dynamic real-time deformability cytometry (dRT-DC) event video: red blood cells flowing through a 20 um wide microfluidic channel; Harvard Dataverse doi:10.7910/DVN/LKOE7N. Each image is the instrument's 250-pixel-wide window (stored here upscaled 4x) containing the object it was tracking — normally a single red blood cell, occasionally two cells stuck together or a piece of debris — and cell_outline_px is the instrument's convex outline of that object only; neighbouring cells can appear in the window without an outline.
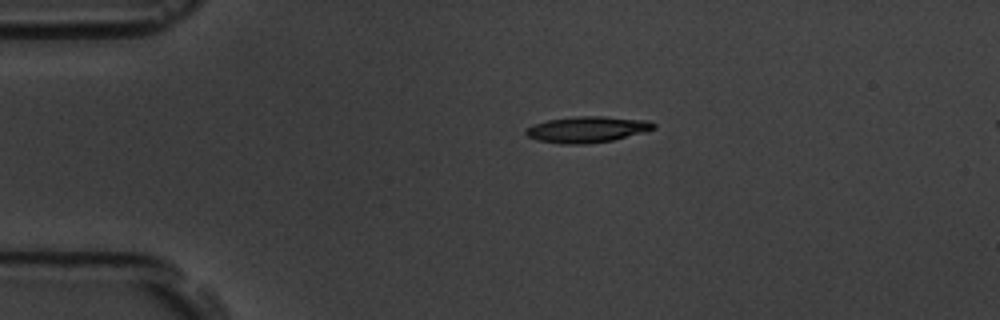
{"species": "common noctule bat (a hibernating species)", "species_latin": "Nyctalus noctula", "temperature_condition": "room temperature", "stored_images_in_passage": 4, "camera_frame_rate_fps": 3000, "um_per_image_px": 0.085, "animal": {"sex": "male", "body_mass_g": 19.5, "forearm_length_mm": 54.6}, "frame": {"image": 1, "passage_image": 1, "time_ms": 0.0, "image_size_px": [1000, 320], "cell_outline_px": [[656, 128], [644, 132], [612, 140], [588, 144], [560, 144], [540, 140], [528, 136], [524, 132], [524, 128], [532, 124], [548, 120], [576, 116], [604, 116], [648, 120], [656, 124]], "centroid_in_image_um": [49.9, 10.99], "position_along_channel_um": 35.1, "area_um2": 19.54}}
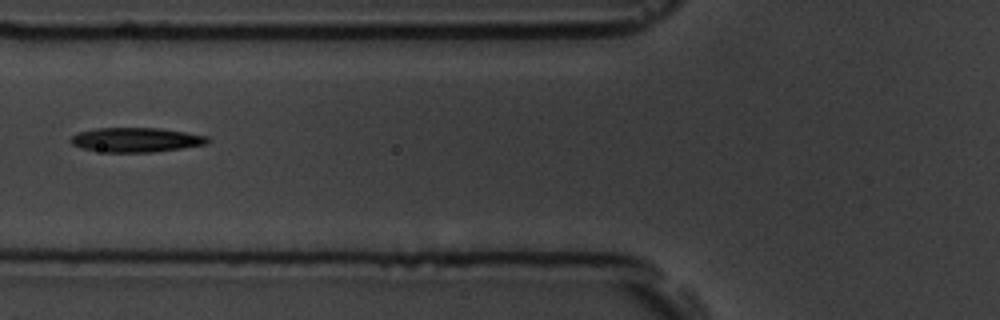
{"frame": {"image": 2, "passage_image": 4, "time_ms": 3.333, "image_size_px": [1000, 320], "cell_outline_px": [[212, 140], [208, 144], [152, 152], [104, 152], [80, 148], [72, 144], [68, 140], [72, 136], [80, 132], [96, 128], [160, 128], [208, 136]], "centroid_in_image_um": [11.57, 11.89], "position_along_channel_um": 114.2, "area_um2": 19.54}}